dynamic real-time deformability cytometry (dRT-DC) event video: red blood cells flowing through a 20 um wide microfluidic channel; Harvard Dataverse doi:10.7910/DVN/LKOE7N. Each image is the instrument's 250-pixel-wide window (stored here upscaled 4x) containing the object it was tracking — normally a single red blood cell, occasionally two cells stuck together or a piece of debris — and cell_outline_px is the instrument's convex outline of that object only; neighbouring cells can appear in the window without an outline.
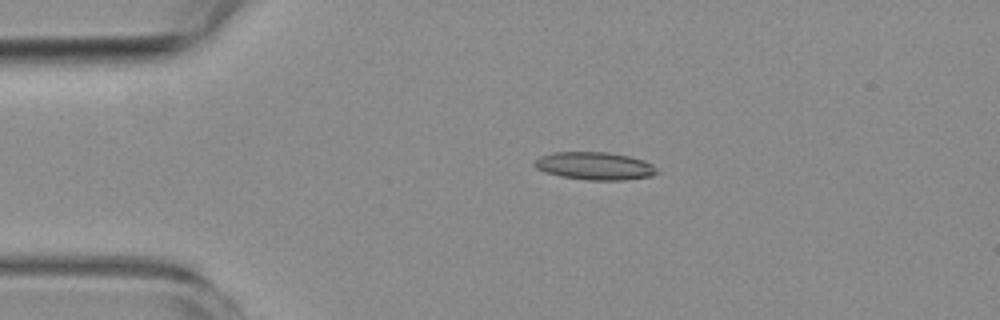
{"species": "common noctule bat (a hibernating species)", "species_latin": "Nyctalus noctula", "temperature_condition": "room temperature", "stored_images_in_passage": 2, "camera_frame_rate_fps": 3000, "um_per_image_px": 0.085, "animal": {"sex": "female", "body_mass_g": 19.3, "forearm_length_mm": 54.1}, "frame": {"image": 1, "passage_image": 1, "time_ms": 0.0, "image_size_px": [1000, 320], "cell_outline_px": [[660, 172], [652, 176], [624, 180], [588, 180], [560, 176], [544, 172], [536, 168], [532, 164], [540, 156], [556, 152], [608, 152], [628, 156], [644, 160], [652, 164]], "centroid_in_image_um": [50.57, 14.11], "position_along_channel_um": 34.4, "area_um2": 19.88}}
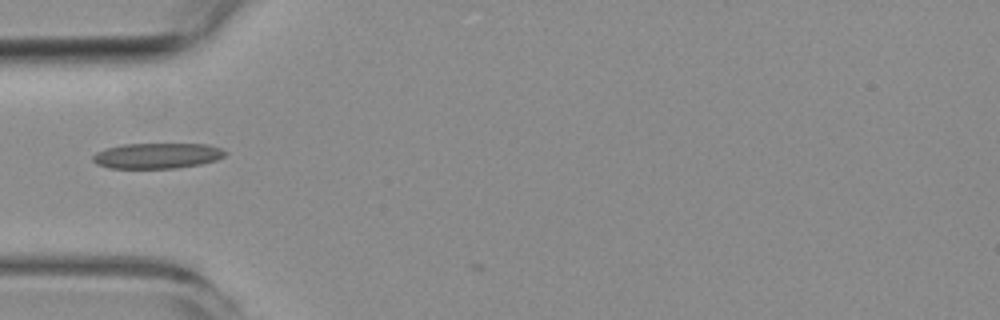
{"frame": {"image": 2, "passage_image": 2, "time_ms": 2.0, "image_size_px": [1000, 320], "cell_outline_px": [[228, 152], [224, 156], [216, 160], [200, 164], [176, 168], [108, 168], [96, 164], [92, 160], [92, 156], [96, 152], [108, 148], [124, 144], [208, 144], [220, 148]], "centroid_in_image_um": [13.36, 13.24], "position_along_channel_um": 71.6, "area_um2": 19.65}}